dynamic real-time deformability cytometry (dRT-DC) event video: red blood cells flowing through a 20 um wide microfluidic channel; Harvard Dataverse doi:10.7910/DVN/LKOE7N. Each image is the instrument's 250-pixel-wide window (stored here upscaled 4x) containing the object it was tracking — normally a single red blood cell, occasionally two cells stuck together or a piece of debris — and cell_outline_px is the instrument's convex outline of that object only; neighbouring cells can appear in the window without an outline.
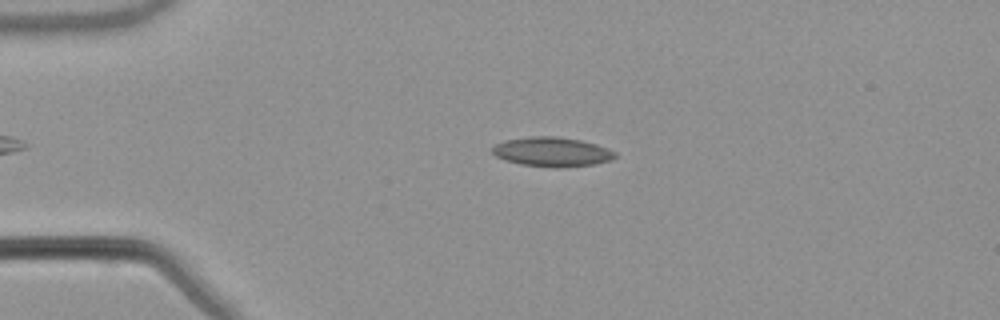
{"species": "common noctule bat (a hibernating species)", "species_latin": "Nyctalus noctula", "temperature_condition": "warm", "stored_images_in_passage": 44, "camera_frame_rate_fps": 3000, "um_per_image_px": 0.085, "animal": {"sex": "male", "body_mass_g": 21.5, "forearm_length_mm": 52.0}, "frame": {"image": 1, "passage_image": 2, "time_ms": 0.333, "image_size_px": [1000, 320], "cell_outline_px": [[616, 156], [608, 160], [592, 164], [560, 168], [556, 168], [520, 164], [504, 160], [496, 156], [488, 148], [504, 140], [528, 136], [556, 136], [580, 140], [596, 144], [608, 148], [616, 152]], "centroid_in_image_um": [46.86, 12.9], "position_along_channel_um": 38.1, "area_um2": 21.15}}
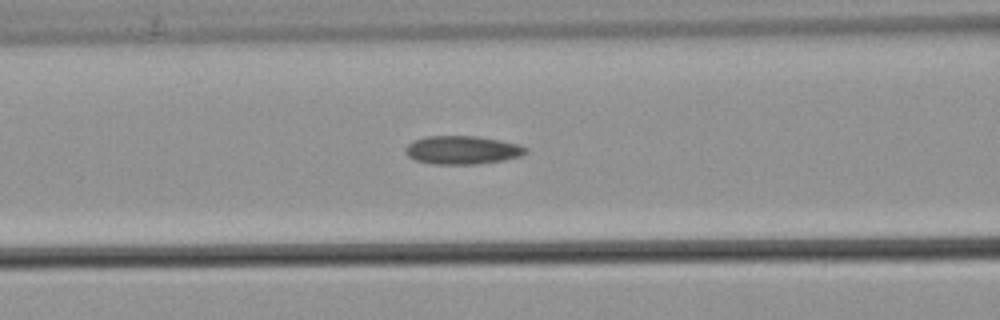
{"frame": {"image": 2, "passage_image": 12, "time_ms": 3.667, "image_size_px": [1000, 320], "cell_outline_px": [[528, 148], [520, 156], [504, 160], [476, 164], [432, 164], [416, 160], [408, 156], [404, 152], [404, 148], [412, 140], [424, 136], [476, 136], [500, 140], [516, 144]], "centroid_in_image_um": [39.23, 12.75], "position_along_channel_um": 127.4, "area_um2": 19.88}}
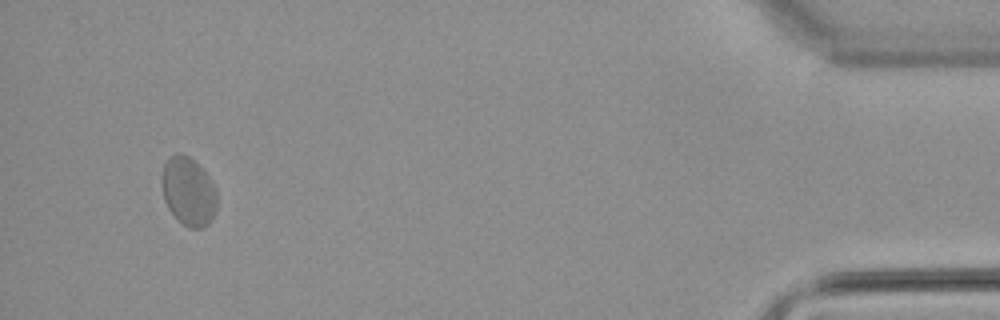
{"frame": {"image": 3, "passage_image": 41, "time_ms": 13.333, "image_size_px": [1000, 320], "cell_outline_px": [[216, 208], [208, 224], [204, 228], [188, 228], [168, 208], [164, 200], [160, 180], [164, 164], [168, 156], [176, 152], [180, 152], [188, 156], [200, 164], [216, 188]], "centroid_in_image_um": [15.99, 16.22], "position_along_channel_um": 419.2, "area_um2": 22.25}, "authors_computed_cell_mechanics": {"area_um2": 20.4034, "velocity_mm_per_s": 3.7873, "shape_relaxation_time_tau1_ms": null, "shape_relaxation_time_tau2_ms": 3.9403, "deformation_change_tau1": null, "deformation_change_tau2": 0.0923}}